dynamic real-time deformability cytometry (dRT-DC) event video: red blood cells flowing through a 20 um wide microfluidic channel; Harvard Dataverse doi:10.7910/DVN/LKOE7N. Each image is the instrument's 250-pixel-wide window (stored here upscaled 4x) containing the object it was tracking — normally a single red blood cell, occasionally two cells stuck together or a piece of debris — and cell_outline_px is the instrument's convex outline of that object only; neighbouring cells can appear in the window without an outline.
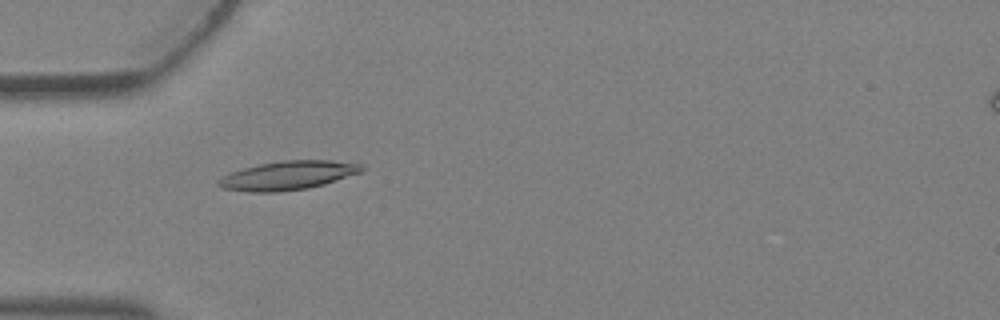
{"species": "Egyptian fruit bat (a non-hibernating species)", "species_latin": "Rousettus aegyptiacus", "temperature_condition": "warm", "stored_images_in_passage": 2, "camera_frame_rate_fps": 3000, "um_per_image_px": 0.085, "animal": {"sex": "female"}, "frame": {"image": 1, "passage_image": 2, "time_ms": 0.333, "image_size_px": [1000, 320], "cell_outline_px": [[364, 172], [324, 184], [308, 188], [276, 192], [248, 192], [220, 188], [216, 184], [216, 180], [232, 172], [244, 168], [260, 164], [284, 160], [328, 160], [360, 164], [364, 168]], "centroid_in_image_um": [24.47, 14.92], "position_along_channel_um": 60.5, "area_um2": 24.04}}